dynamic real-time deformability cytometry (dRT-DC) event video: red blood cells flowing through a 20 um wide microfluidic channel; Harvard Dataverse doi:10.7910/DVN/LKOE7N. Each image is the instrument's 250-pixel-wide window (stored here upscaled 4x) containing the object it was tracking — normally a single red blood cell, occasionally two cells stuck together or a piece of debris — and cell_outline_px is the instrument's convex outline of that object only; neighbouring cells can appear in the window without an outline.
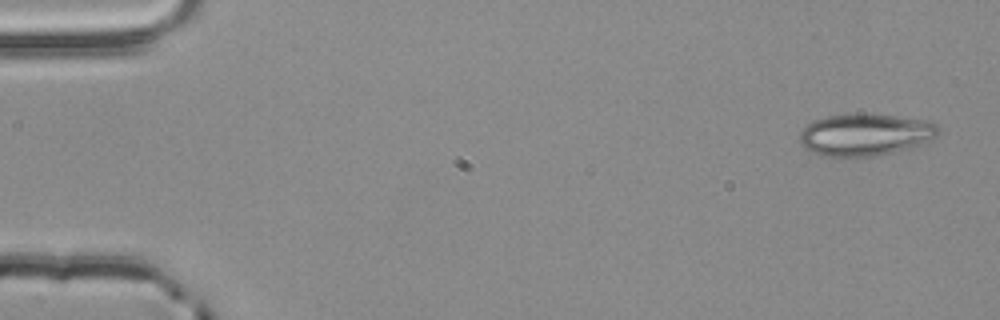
{"species": "common noctule bat (a hibernating species)", "species_latin": "Nyctalus noctula", "temperature_condition": "room temperature", "stored_images_in_passage": 53, "camera_frame_rate_fps": 3000, "um_per_image_px": 0.085, "animal": {"sex": "male", "body_mass_g": 20.4}, "frame": {"image": 1, "passage_image": 1, "time_ms": 0.0, "image_size_px": [1000, 320], "cell_outline_px": [[940, 132], [936, 136], [920, 144], [892, 152], [872, 156], [840, 160], [824, 156], [812, 152], [804, 148], [800, 144], [800, 132], [812, 120], [828, 116], [856, 112], [864, 112], [928, 120], [936, 124], [940, 128]], "centroid_in_image_um": [73.49, 11.45], "position_along_channel_um": 11.5, "area_um2": 34.85}}
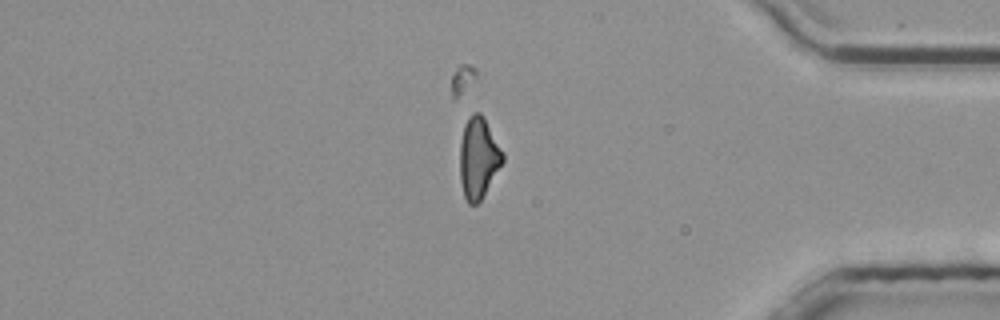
{"frame": {"image": 2, "passage_image": 44, "time_ms": 14.333, "image_size_px": [1000, 320], "cell_outline_px": [[504, 160], [480, 200], [476, 204], [468, 204], [464, 196], [460, 180], [460, 140], [464, 124], [468, 116], [472, 112], [480, 112], [484, 116], [504, 152]], "centroid_in_image_um": [40.66, 13.36], "position_along_channel_um": 394.5, "area_um2": 20.35}}
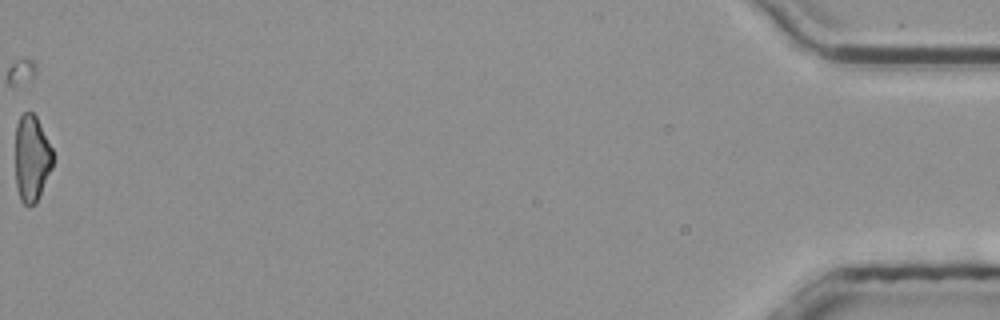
{"frame": {"image": 3, "passage_image": 53, "time_ms": 17.333, "image_size_px": [1000, 320], "cell_outline_px": [[52, 168], [36, 204], [24, 204], [20, 200], [16, 184], [16, 124], [20, 116], [24, 112], [32, 112], [36, 116], [52, 148]], "centroid_in_image_um": [2.69, 13.46], "position_along_channel_um": 432.5, "area_um2": 18.79}, "authors_computed_cell_mechanics": {"area_um2": 21.5016, "velocity_mm_per_s": 3.873, "shape_relaxation_time_tau1_ms": null, "shape_relaxation_time_tau2_ms": 6.6615, "deformation_change_tau1": null, "deformation_change_tau2": 0.1919}}